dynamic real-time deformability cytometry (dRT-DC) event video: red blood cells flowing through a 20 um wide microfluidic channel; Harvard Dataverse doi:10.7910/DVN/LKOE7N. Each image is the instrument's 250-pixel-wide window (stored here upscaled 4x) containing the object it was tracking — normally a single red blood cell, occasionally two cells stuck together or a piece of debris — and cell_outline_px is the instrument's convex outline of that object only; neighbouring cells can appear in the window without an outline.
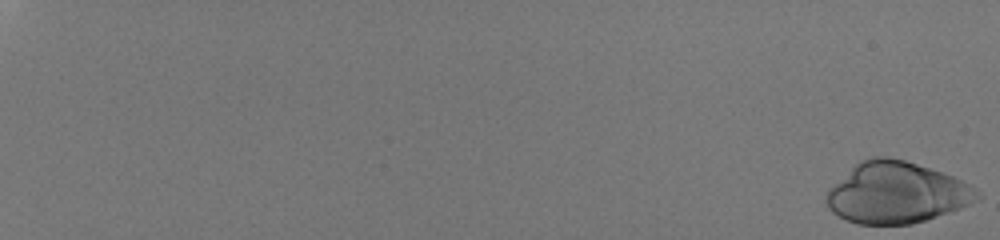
{"species": "human", "species_latin": "Homo sapiens", "temperature_condition": "room temperature", "stored_images_in_passage": 51, "camera_frame_rate_fps": 3000, "um_per_image_px": 0.085, "donor": {"sex": "male"}, "frame": {"image": 1, "passage_image": 1, "time_ms": 0.0, "image_size_px": [1000, 240], "cell_outline_px": [[980, 196], [968, 204], [936, 216], [912, 224], [856, 224], [832, 212], [828, 208], [824, 200], [828, 188], [860, 160], [872, 156], [888, 156], [904, 160], [952, 176], [976, 188], [980, 192]], "centroid_in_image_um": [76.13, 16.37], "position_along_channel_um": 8.9, "area_um2": 53.29}}
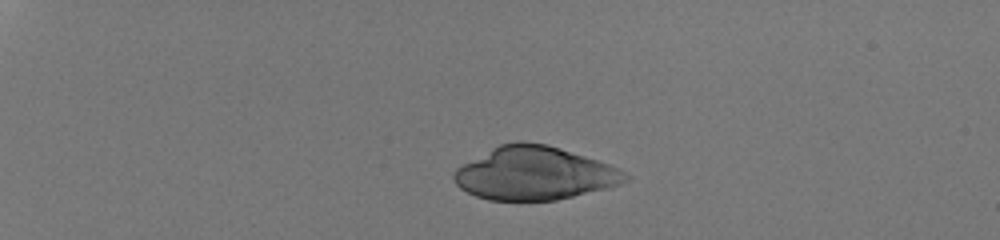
{"frame": {"image": 2, "passage_image": 16, "time_ms": 5.0, "image_size_px": [1000, 240], "cell_outline_px": [[632, 176], [628, 180], [612, 188], [556, 200], [488, 200], [476, 196], [460, 188], [456, 184], [452, 176], [456, 168], [492, 148], [500, 144], [520, 140], [548, 144], [620, 168]], "centroid_in_image_um": [45.47, 14.74], "position_along_channel_um": 39.5, "area_um2": 53.29}}